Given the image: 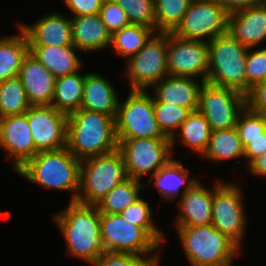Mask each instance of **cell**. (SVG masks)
Segmentation results:
<instances>
[{
    "label": "cell",
    "mask_w": 266,
    "mask_h": 266,
    "mask_svg": "<svg viewBox=\"0 0 266 266\" xmlns=\"http://www.w3.org/2000/svg\"><path fill=\"white\" fill-rule=\"evenodd\" d=\"M54 219L66 242L67 253L73 258L92 264L105 252L96 205L70 202Z\"/></svg>",
    "instance_id": "cell-1"
},
{
    "label": "cell",
    "mask_w": 266,
    "mask_h": 266,
    "mask_svg": "<svg viewBox=\"0 0 266 266\" xmlns=\"http://www.w3.org/2000/svg\"><path fill=\"white\" fill-rule=\"evenodd\" d=\"M117 148L114 117L81 108L68 115L67 149L78 160L110 153Z\"/></svg>",
    "instance_id": "cell-2"
},
{
    "label": "cell",
    "mask_w": 266,
    "mask_h": 266,
    "mask_svg": "<svg viewBox=\"0 0 266 266\" xmlns=\"http://www.w3.org/2000/svg\"><path fill=\"white\" fill-rule=\"evenodd\" d=\"M80 168L81 161L65 147L38 152L16 173L42 187L70 191V202H74L80 187Z\"/></svg>",
    "instance_id": "cell-3"
},
{
    "label": "cell",
    "mask_w": 266,
    "mask_h": 266,
    "mask_svg": "<svg viewBox=\"0 0 266 266\" xmlns=\"http://www.w3.org/2000/svg\"><path fill=\"white\" fill-rule=\"evenodd\" d=\"M191 266H232L241 248L212 224L175 226Z\"/></svg>",
    "instance_id": "cell-4"
},
{
    "label": "cell",
    "mask_w": 266,
    "mask_h": 266,
    "mask_svg": "<svg viewBox=\"0 0 266 266\" xmlns=\"http://www.w3.org/2000/svg\"><path fill=\"white\" fill-rule=\"evenodd\" d=\"M127 178L124 159L118 148L110 153L81 160L80 187L76 202L96 205Z\"/></svg>",
    "instance_id": "cell-5"
},
{
    "label": "cell",
    "mask_w": 266,
    "mask_h": 266,
    "mask_svg": "<svg viewBox=\"0 0 266 266\" xmlns=\"http://www.w3.org/2000/svg\"><path fill=\"white\" fill-rule=\"evenodd\" d=\"M248 48L229 32L208 42L209 74L207 82L232 88L245 95V70Z\"/></svg>",
    "instance_id": "cell-6"
},
{
    "label": "cell",
    "mask_w": 266,
    "mask_h": 266,
    "mask_svg": "<svg viewBox=\"0 0 266 266\" xmlns=\"http://www.w3.org/2000/svg\"><path fill=\"white\" fill-rule=\"evenodd\" d=\"M117 139L169 138L160 130L154 112L153 96L146 90H132L118 103L115 118Z\"/></svg>",
    "instance_id": "cell-7"
},
{
    "label": "cell",
    "mask_w": 266,
    "mask_h": 266,
    "mask_svg": "<svg viewBox=\"0 0 266 266\" xmlns=\"http://www.w3.org/2000/svg\"><path fill=\"white\" fill-rule=\"evenodd\" d=\"M100 230L105 251L160 257L161 246L141 226L126 221L120 214L100 213Z\"/></svg>",
    "instance_id": "cell-8"
},
{
    "label": "cell",
    "mask_w": 266,
    "mask_h": 266,
    "mask_svg": "<svg viewBox=\"0 0 266 266\" xmlns=\"http://www.w3.org/2000/svg\"><path fill=\"white\" fill-rule=\"evenodd\" d=\"M168 33L155 32L145 46L127 59L125 78L132 90H147L168 75Z\"/></svg>",
    "instance_id": "cell-9"
},
{
    "label": "cell",
    "mask_w": 266,
    "mask_h": 266,
    "mask_svg": "<svg viewBox=\"0 0 266 266\" xmlns=\"http://www.w3.org/2000/svg\"><path fill=\"white\" fill-rule=\"evenodd\" d=\"M127 176L141 181L148 174L155 175L172 158L170 138L118 139Z\"/></svg>",
    "instance_id": "cell-10"
},
{
    "label": "cell",
    "mask_w": 266,
    "mask_h": 266,
    "mask_svg": "<svg viewBox=\"0 0 266 266\" xmlns=\"http://www.w3.org/2000/svg\"><path fill=\"white\" fill-rule=\"evenodd\" d=\"M213 184L212 225L242 249L248 226L242 190L237 184L223 180Z\"/></svg>",
    "instance_id": "cell-11"
},
{
    "label": "cell",
    "mask_w": 266,
    "mask_h": 266,
    "mask_svg": "<svg viewBox=\"0 0 266 266\" xmlns=\"http://www.w3.org/2000/svg\"><path fill=\"white\" fill-rule=\"evenodd\" d=\"M245 107V95L240 91L208 82L202 84L198 110L208 121L211 131L235 127Z\"/></svg>",
    "instance_id": "cell-12"
},
{
    "label": "cell",
    "mask_w": 266,
    "mask_h": 266,
    "mask_svg": "<svg viewBox=\"0 0 266 266\" xmlns=\"http://www.w3.org/2000/svg\"><path fill=\"white\" fill-rule=\"evenodd\" d=\"M229 13L219 2L192 0L181 23L172 32L184 39L209 42L228 32Z\"/></svg>",
    "instance_id": "cell-13"
},
{
    "label": "cell",
    "mask_w": 266,
    "mask_h": 266,
    "mask_svg": "<svg viewBox=\"0 0 266 266\" xmlns=\"http://www.w3.org/2000/svg\"><path fill=\"white\" fill-rule=\"evenodd\" d=\"M208 42L184 39L168 33V75L200 77L207 82L209 74Z\"/></svg>",
    "instance_id": "cell-14"
},
{
    "label": "cell",
    "mask_w": 266,
    "mask_h": 266,
    "mask_svg": "<svg viewBox=\"0 0 266 266\" xmlns=\"http://www.w3.org/2000/svg\"><path fill=\"white\" fill-rule=\"evenodd\" d=\"M24 114L27 116L36 154L67 147L68 114L52 105H31Z\"/></svg>",
    "instance_id": "cell-15"
},
{
    "label": "cell",
    "mask_w": 266,
    "mask_h": 266,
    "mask_svg": "<svg viewBox=\"0 0 266 266\" xmlns=\"http://www.w3.org/2000/svg\"><path fill=\"white\" fill-rule=\"evenodd\" d=\"M0 148L8 153V157L10 156L15 172L36 155L25 114L0 118Z\"/></svg>",
    "instance_id": "cell-16"
},
{
    "label": "cell",
    "mask_w": 266,
    "mask_h": 266,
    "mask_svg": "<svg viewBox=\"0 0 266 266\" xmlns=\"http://www.w3.org/2000/svg\"><path fill=\"white\" fill-rule=\"evenodd\" d=\"M18 26L26 33L29 46H69L72 44L71 18L61 13L44 14L33 24Z\"/></svg>",
    "instance_id": "cell-17"
},
{
    "label": "cell",
    "mask_w": 266,
    "mask_h": 266,
    "mask_svg": "<svg viewBox=\"0 0 266 266\" xmlns=\"http://www.w3.org/2000/svg\"><path fill=\"white\" fill-rule=\"evenodd\" d=\"M195 182L179 199L177 219L174 226H201L212 224V200L214 187L211 190Z\"/></svg>",
    "instance_id": "cell-18"
},
{
    "label": "cell",
    "mask_w": 266,
    "mask_h": 266,
    "mask_svg": "<svg viewBox=\"0 0 266 266\" xmlns=\"http://www.w3.org/2000/svg\"><path fill=\"white\" fill-rule=\"evenodd\" d=\"M18 77L30 105L52 104L56 78L30 52L23 59Z\"/></svg>",
    "instance_id": "cell-19"
},
{
    "label": "cell",
    "mask_w": 266,
    "mask_h": 266,
    "mask_svg": "<svg viewBox=\"0 0 266 266\" xmlns=\"http://www.w3.org/2000/svg\"><path fill=\"white\" fill-rule=\"evenodd\" d=\"M204 82L196 78L167 75L152 87L153 102H164L198 110L199 93ZM154 88V89H153Z\"/></svg>",
    "instance_id": "cell-20"
},
{
    "label": "cell",
    "mask_w": 266,
    "mask_h": 266,
    "mask_svg": "<svg viewBox=\"0 0 266 266\" xmlns=\"http://www.w3.org/2000/svg\"><path fill=\"white\" fill-rule=\"evenodd\" d=\"M228 32L247 48L266 40V7L252 6L229 14Z\"/></svg>",
    "instance_id": "cell-21"
},
{
    "label": "cell",
    "mask_w": 266,
    "mask_h": 266,
    "mask_svg": "<svg viewBox=\"0 0 266 266\" xmlns=\"http://www.w3.org/2000/svg\"><path fill=\"white\" fill-rule=\"evenodd\" d=\"M72 44L81 53L110 48L112 34L99 14L71 16Z\"/></svg>",
    "instance_id": "cell-22"
},
{
    "label": "cell",
    "mask_w": 266,
    "mask_h": 266,
    "mask_svg": "<svg viewBox=\"0 0 266 266\" xmlns=\"http://www.w3.org/2000/svg\"><path fill=\"white\" fill-rule=\"evenodd\" d=\"M118 98L114 86L103 75L86 73L81 109L116 118L120 100Z\"/></svg>",
    "instance_id": "cell-23"
},
{
    "label": "cell",
    "mask_w": 266,
    "mask_h": 266,
    "mask_svg": "<svg viewBox=\"0 0 266 266\" xmlns=\"http://www.w3.org/2000/svg\"><path fill=\"white\" fill-rule=\"evenodd\" d=\"M79 50L69 46H29V52L45 66L55 77H62L81 71L82 59L77 56Z\"/></svg>",
    "instance_id": "cell-24"
},
{
    "label": "cell",
    "mask_w": 266,
    "mask_h": 266,
    "mask_svg": "<svg viewBox=\"0 0 266 266\" xmlns=\"http://www.w3.org/2000/svg\"><path fill=\"white\" fill-rule=\"evenodd\" d=\"M189 169L183 163L172 158L165 166L157 171L155 175L149 178L148 186L152 185L160 192L161 198L174 200L180 197L198 180L188 178ZM182 190V191H180Z\"/></svg>",
    "instance_id": "cell-25"
},
{
    "label": "cell",
    "mask_w": 266,
    "mask_h": 266,
    "mask_svg": "<svg viewBox=\"0 0 266 266\" xmlns=\"http://www.w3.org/2000/svg\"><path fill=\"white\" fill-rule=\"evenodd\" d=\"M18 33L0 38V83L19 74L24 57L29 52L26 33L19 27Z\"/></svg>",
    "instance_id": "cell-26"
},
{
    "label": "cell",
    "mask_w": 266,
    "mask_h": 266,
    "mask_svg": "<svg viewBox=\"0 0 266 266\" xmlns=\"http://www.w3.org/2000/svg\"><path fill=\"white\" fill-rule=\"evenodd\" d=\"M86 74L80 71L56 78L52 106L57 110L70 114L79 110L83 99Z\"/></svg>",
    "instance_id": "cell-27"
},
{
    "label": "cell",
    "mask_w": 266,
    "mask_h": 266,
    "mask_svg": "<svg viewBox=\"0 0 266 266\" xmlns=\"http://www.w3.org/2000/svg\"><path fill=\"white\" fill-rule=\"evenodd\" d=\"M203 155L206 160L218 164L225 160L244 158V148L236 127L211 131L210 141Z\"/></svg>",
    "instance_id": "cell-28"
},
{
    "label": "cell",
    "mask_w": 266,
    "mask_h": 266,
    "mask_svg": "<svg viewBox=\"0 0 266 266\" xmlns=\"http://www.w3.org/2000/svg\"><path fill=\"white\" fill-rule=\"evenodd\" d=\"M143 188L145 185L139 180L128 177L106 194L96 207L100 213L119 214L140 198Z\"/></svg>",
    "instance_id": "cell-29"
},
{
    "label": "cell",
    "mask_w": 266,
    "mask_h": 266,
    "mask_svg": "<svg viewBox=\"0 0 266 266\" xmlns=\"http://www.w3.org/2000/svg\"><path fill=\"white\" fill-rule=\"evenodd\" d=\"M210 133L209 123L199 110L191 111L176 132L182 144L200 155H203L208 146Z\"/></svg>",
    "instance_id": "cell-30"
},
{
    "label": "cell",
    "mask_w": 266,
    "mask_h": 266,
    "mask_svg": "<svg viewBox=\"0 0 266 266\" xmlns=\"http://www.w3.org/2000/svg\"><path fill=\"white\" fill-rule=\"evenodd\" d=\"M154 33L152 28L129 24L112 34L110 47L127 60L137 54Z\"/></svg>",
    "instance_id": "cell-31"
},
{
    "label": "cell",
    "mask_w": 266,
    "mask_h": 266,
    "mask_svg": "<svg viewBox=\"0 0 266 266\" xmlns=\"http://www.w3.org/2000/svg\"><path fill=\"white\" fill-rule=\"evenodd\" d=\"M30 106L22 81L18 76L0 83V118L24 114Z\"/></svg>",
    "instance_id": "cell-32"
},
{
    "label": "cell",
    "mask_w": 266,
    "mask_h": 266,
    "mask_svg": "<svg viewBox=\"0 0 266 266\" xmlns=\"http://www.w3.org/2000/svg\"><path fill=\"white\" fill-rule=\"evenodd\" d=\"M191 1L154 0L156 32H173L181 23Z\"/></svg>",
    "instance_id": "cell-33"
},
{
    "label": "cell",
    "mask_w": 266,
    "mask_h": 266,
    "mask_svg": "<svg viewBox=\"0 0 266 266\" xmlns=\"http://www.w3.org/2000/svg\"><path fill=\"white\" fill-rule=\"evenodd\" d=\"M154 112L160 130L165 136L171 139L173 152L175 140L178 139L175 134L180 128V125L186 120L190 111L185 107L164 102H154Z\"/></svg>",
    "instance_id": "cell-34"
},
{
    "label": "cell",
    "mask_w": 266,
    "mask_h": 266,
    "mask_svg": "<svg viewBox=\"0 0 266 266\" xmlns=\"http://www.w3.org/2000/svg\"><path fill=\"white\" fill-rule=\"evenodd\" d=\"M148 204L140 197L119 214L126 221L141 226L161 246L167 237L154 224L152 208Z\"/></svg>",
    "instance_id": "cell-35"
},
{
    "label": "cell",
    "mask_w": 266,
    "mask_h": 266,
    "mask_svg": "<svg viewBox=\"0 0 266 266\" xmlns=\"http://www.w3.org/2000/svg\"><path fill=\"white\" fill-rule=\"evenodd\" d=\"M126 13L129 23L152 28L156 32L154 0H113Z\"/></svg>",
    "instance_id": "cell-36"
},
{
    "label": "cell",
    "mask_w": 266,
    "mask_h": 266,
    "mask_svg": "<svg viewBox=\"0 0 266 266\" xmlns=\"http://www.w3.org/2000/svg\"><path fill=\"white\" fill-rule=\"evenodd\" d=\"M245 94L249 89L261 82L266 81V47L248 48L245 70Z\"/></svg>",
    "instance_id": "cell-37"
},
{
    "label": "cell",
    "mask_w": 266,
    "mask_h": 266,
    "mask_svg": "<svg viewBox=\"0 0 266 266\" xmlns=\"http://www.w3.org/2000/svg\"><path fill=\"white\" fill-rule=\"evenodd\" d=\"M105 251L92 266H159L160 257Z\"/></svg>",
    "instance_id": "cell-38"
},
{
    "label": "cell",
    "mask_w": 266,
    "mask_h": 266,
    "mask_svg": "<svg viewBox=\"0 0 266 266\" xmlns=\"http://www.w3.org/2000/svg\"><path fill=\"white\" fill-rule=\"evenodd\" d=\"M235 127L240 139H256L266 131L265 115L245 107L240 112Z\"/></svg>",
    "instance_id": "cell-39"
},
{
    "label": "cell",
    "mask_w": 266,
    "mask_h": 266,
    "mask_svg": "<svg viewBox=\"0 0 266 266\" xmlns=\"http://www.w3.org/2000/svg\"><path fill=\"white\" fill-rule=\"evenodd\" d=\"M99 15L111 34L130 24L125 11L113 0H104Z\"/></svg>",
    "instance_id": "cell-40"
},
{
    "label": "cell",
    "mask_w": 266,
    "mask_h": 266,
    "mask_svg": "<svg viewBox=\"0 0 266 266\" xmlns=\"http://www.w3.org/2000/svg\"><path fill=\"white\" fill-rule=\"evenodd\" d=\"M246 107L254 112L266 113V81L253 85L245 94Z\"/></svg>",
    "instance_id": "cell-41"
},
{
    "label": "cell",
    "mask_w": 266,
    "mask_h": 266,
    "mask_svg": "<svg viewBox=\"0 0 266 266\" xmlns=\"http://www.w3.org/2000/svg\"><path fill=\"white\" fill-rule=\"evenodd\" d=\"M103 2L104 0H64L73 16L99 14Z\"/></svg>",
    "instance_id": "cell-42"
},
{
    "label": "cell",
    "mask_w": 266,
    "mask_h": 266,
    "mask_svg": "<svg viewBox=\"0 0 266 266\" xmlns=\"http://www.w3.org/2000/svg\"><path fill=\"white\" fill-rule=\"evenodd\" d=\"M241 143L244 148V158L247 159L245 165H248L253 159L266 151V131L256 139H241Z\"/></svg>",
    "instance_id": "cell-43"
},
{
    "label": "cell",
    "mask_w": 266,
    "mask_h": 266,
    "mask_svg": "<svg viewBox=\"0 0 266 266\" xmlns=\"http://www.w3.org/2000/svg\"><path fill=\"white\" fill-rule=\"evenodd\" d=\"M219 3L229 13L262 4V0H219Z\"/></svg>",
    "instance_id": "cell-44"
},
{
    "label": "cell",
    "mask_w": 266,
    "mask_h": 266,
    "mask_svg": "<svg viewBox=\"0 0 266 266\" xmlns=\"http://www.w3.org/2000/svg\"><path fill=\"white\" fill-rule=\"evenodd\" d=\"M250 173L257 176L266 177V151L253 159L247 166Z\"/></svg>",
    "instance_id": "cell-45"
},
{
    "label": "cell",
    "mask_w": 266,
    "mask_h": 266,
    "mask_svg": "<svg viewBox=\"0 0 266 266\" xmlns=\"http://www.w3.org/2000/svg\"><path fill=\"white\" fill-rule=\"evenodd\" d=\"M194 1H200V2H219V0H194Z\"/></svg>",
    "instance_id": "cell-46"
},
{
    "label": "cell",
    "mask_w": 266,
    "mask_h": 266,
    "mask_svg": "<svg viewBox=\"0 0 266 266\" xmlns=\"http://www.w3.org/2000/svg\"><path fill=\"white\" fill-rule=\"evenodd\" d=\"M262 4L266 7V0H262Z\"/></svg>",
    "instance_id": "cell-47"
}]
</instances>
